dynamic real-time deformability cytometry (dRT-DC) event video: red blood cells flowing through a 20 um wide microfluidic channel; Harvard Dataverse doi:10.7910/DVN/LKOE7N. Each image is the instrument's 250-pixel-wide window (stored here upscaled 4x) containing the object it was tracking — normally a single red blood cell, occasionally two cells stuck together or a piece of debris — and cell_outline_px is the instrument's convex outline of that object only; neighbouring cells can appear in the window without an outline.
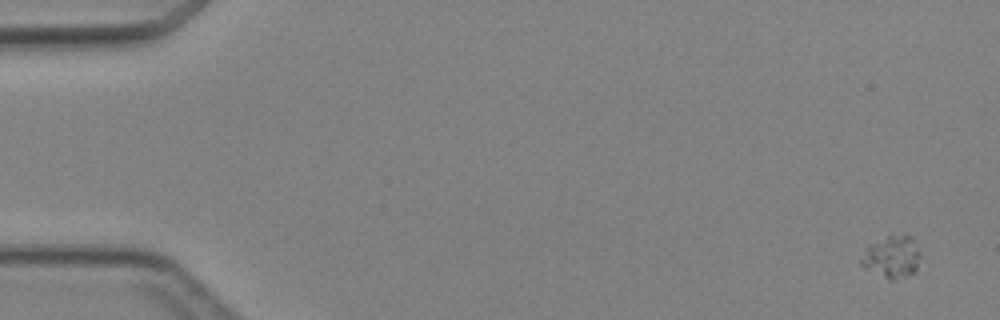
{"species": "Egyptian fruit bat (a non-hibernating species)", "species_latin": "Rousettus aegyptiacus", "temperature_condition": "cold", "stored_images_in_passage": 6, "camera_frame_rate_fps": 3000, "um_per_image_px": 0.085, "animal": {"sex": "female"}, "frame": {"image": 1, "passage_image": 1, "time_ms": 0.0, "image_size_px": [1000, 320], "cell_outline_px": [[920, 256], [916, 268], [912, 272], [892, 280], [864, 268], [860, 264], [860, 260], [868, 244], [888, 236], [908, 236], [912, 240]], "centroid_in_image_um": [75.74, 21.84], "position_along_channel_um": 9.3, "area_um2": 13.81}}
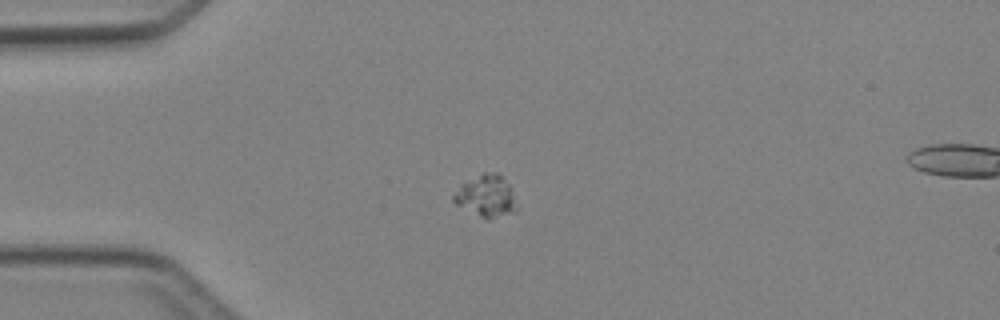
{"frame": {"image": 2, "passage_image": 4, "time_ms": 3.667, "image_size_px": [1000, 320], "cell_outline_px": [[520, 208], [516, 212], [488, 220], [456, 204], [452, 200], [452, 196], [460, 184], [484, 172], [496, 172], [508, 184]], "centroid_in_image_um": [41.35, 16.68], "position_along_channel_um": 43.7, "area_um2": 15.43}}
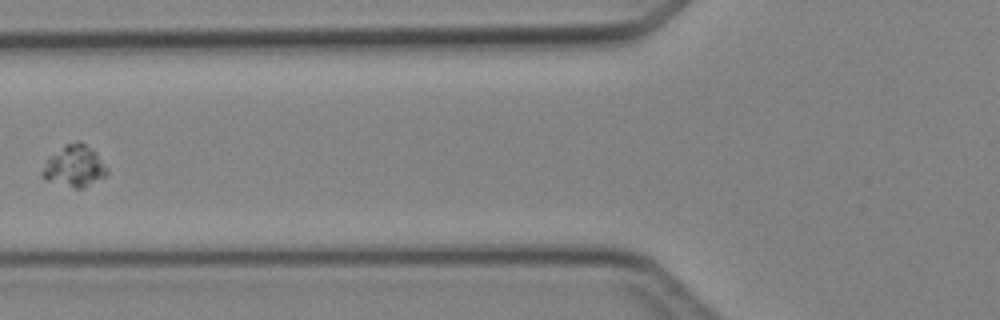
{"frame": {"image": 3, "passage_image": 6, "time_ms": 6.0, "image_size_px": [1000, 320], "cell_outline_px": [[108, 172], [104, 176], [84, 188], [76, 188], [44, 180], [40, 176], [40, 172], [48, 156], [64, 144], [76, 140], [80, 140], [96, 152], [108, 168]], "centroid_in_image_um": [6.28, 14.09], "position_along_channel_um": 119.5, "area_um2": 15.95}}